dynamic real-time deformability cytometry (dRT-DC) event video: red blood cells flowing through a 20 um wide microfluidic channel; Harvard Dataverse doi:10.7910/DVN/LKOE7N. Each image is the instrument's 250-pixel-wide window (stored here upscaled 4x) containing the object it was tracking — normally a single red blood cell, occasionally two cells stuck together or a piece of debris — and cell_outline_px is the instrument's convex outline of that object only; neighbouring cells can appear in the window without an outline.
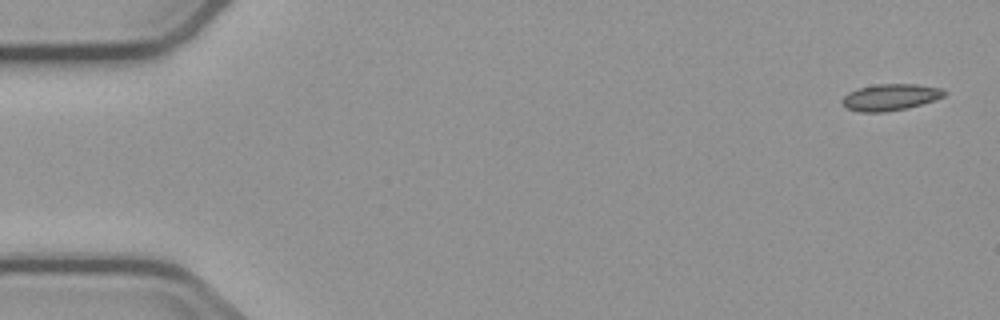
{"species": "common noctule bat (a hibernating species)", "species_latin": "Nyctalus noctula", "temperature_condition": "cold", "stored_images_in_passage": 3, "camera_frame_rate_fps": 3000, "um_per_image_px": 0.085, "animal": {"sex": "male", "body_mass_g": 23.1, "forearm_length_mm": 52.7}, "frame": {"image": 1, "passage_image": 1, "time_ms": 0.0, "image_size_px": [1000, 320], "cell_outline_px": [[948, 92], [944, 96], [908, 108], [884, 112], [860, 112], [848, 108], [844, 104], [844, 96], [848, 92], [856, 88], [880, 84], [916, 84], [940, 88]], "centroid_in_image_um": [75.69, 8.25], "position_along_channel_um": 9.3, "area_um2": 15.55}}